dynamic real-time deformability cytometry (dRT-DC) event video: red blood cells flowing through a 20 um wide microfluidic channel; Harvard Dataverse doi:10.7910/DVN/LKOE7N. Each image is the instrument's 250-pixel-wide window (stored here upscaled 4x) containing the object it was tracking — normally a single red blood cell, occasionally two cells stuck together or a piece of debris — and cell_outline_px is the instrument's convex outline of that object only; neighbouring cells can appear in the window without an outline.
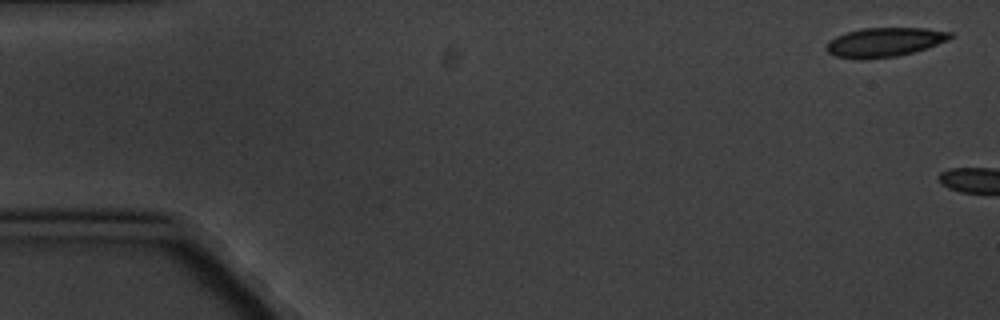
{"species": "common noctule bat (a hibernating species)", "species_latin": "Nyctalus noctula", "temperature_condition": "cold", "stored_images_in_passage": 2, "camera_frame_rate_fps": 3000, "um_per_image_px": 0.085, "animal": {"sex": "male", "body_mass_g": 20.1, "forearm_length_mm": 53.5}, "frame": {"image": 1, "passage_image": 1, "time_ms": 0.0, "image_size_px": [1000, 320], "cell_outline_px": [[956, 36], [948, 40], [912, 52], [896, 56], [864, 60], [860, 60], [836, 56], [828, 52], [824, 48], [828, 40], [836, 36], [860, 28], [928, 28], [952, 32]], "centroid_in_image_um": [75.16, 3.58], "position_along_channel_um": 9.8, "area_um2": 21.21}}